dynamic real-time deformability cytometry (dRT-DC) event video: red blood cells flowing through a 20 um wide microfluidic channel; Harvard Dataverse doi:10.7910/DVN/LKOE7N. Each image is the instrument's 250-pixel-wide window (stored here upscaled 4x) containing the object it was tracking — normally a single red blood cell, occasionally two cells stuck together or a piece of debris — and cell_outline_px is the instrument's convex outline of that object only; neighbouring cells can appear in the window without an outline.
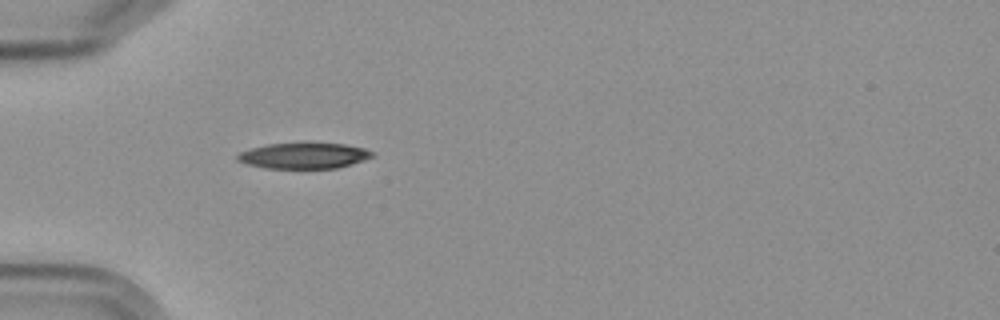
{"species": "Egyptian fruit bat (a non-hibernating species)", "species_latin": "Rousettus aegyptiacus", "temperature_condition": "cold", "stored_images_in_passage": 6, "camera_frame_rate_fps": 3000, "um_per_image_px": 0.085, "frame": {"image": 1, "passage_image": 6, "time_ms": 6.667, "image_size_px": [1000, 320], "cell_outline_px": [[376, 152], [372, 156], [364, 160], [336, 168], [264, 168], [248, 164], [236, 160], [236, 156], [240, 152], [248, 148], [268, 144], [304, 140], [344, 144], [364, 148]], "centroid_in_image_um": [25.81, 13.18], "position_along_channel_um": 59.2, "area_um2": 21.1}}